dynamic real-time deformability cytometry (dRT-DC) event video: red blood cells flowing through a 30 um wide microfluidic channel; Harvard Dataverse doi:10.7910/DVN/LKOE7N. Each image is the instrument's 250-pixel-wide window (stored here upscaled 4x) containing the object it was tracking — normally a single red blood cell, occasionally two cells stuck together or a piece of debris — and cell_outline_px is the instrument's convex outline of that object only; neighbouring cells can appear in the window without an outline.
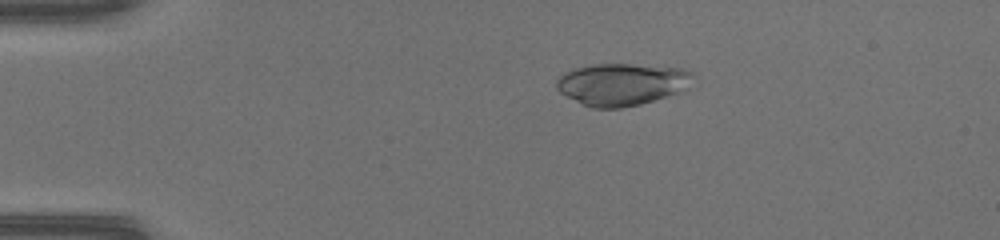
{"species": "common noctule bat (a hibernating species)", "species_latin": "Nyctalus noctula", "temperature_condition": "warm", "stored_images_in_passage": 50, "camera_frame_rate_fps": 3000, "um_per_image_px": 0.085, "animal": {"sex": "female", "body_mass_g": 17.0, "forearm_length_mm": 48.0}, "frame": {"image": 1, "passage_image": 11, "time_ms": 3.333, "image_size_px": [1000, 240], "cell_outline_px": [[696, 76], [676, 92], [640, 104], [620, 108], [592, 108], [560, 92], [556, 88], [556, 80], [564, 72], [576, 68], [592, 64], [632, 64], [680, 68], [692, 72]], "centroid_in_image_um": [52.79, 7.14], "position_along_channel_um": 32.2, "area_um2": 32.83}}
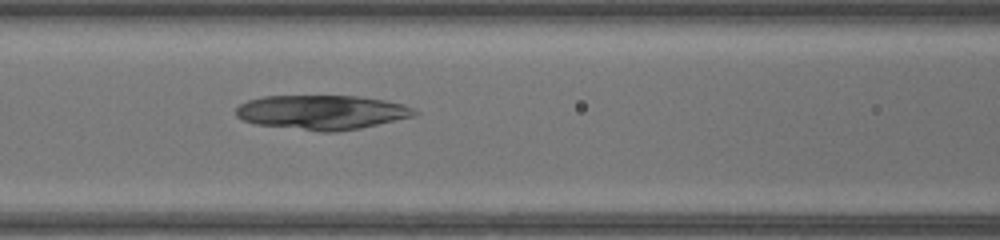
{"frame": {"image": 2, "passage_image": 23, "time_ms": 7.333, "image_size_px": [1000, 240], "cell_outline_px": [[420, 112], [416, 116], [360, 128], [336, 132], [320, 132], [252, 124], [236, 116], [236, 108], [240, 104], [248, 100], [260, 96], [356, 96], [384, 100], [404, 104]], "centroid_in_image_um": [27.35, 9.55], "position_along_channel_um": 139.2, "area_um2": 36.13}}
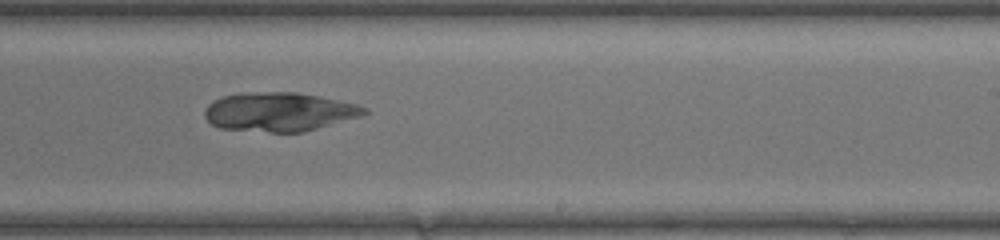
{"frame": {"image": 3, "passage_image": 32, "time_ms": 10.333, "image_size_px": [1000, 240], "cell_outline_px": [[368, 112], [364, 116], [304, 132], [268, 132], [220, 128], [212, 124], [204, 116], [204, 112], [208, 104], [224, 96], [244, 92], [296, 92], [320, 96], [356, 104], [368, 108]], "centroid_in_image_um": [23.78, 9.51], "position_along_channel_um": 265.2, "area_um2": 36.36}}